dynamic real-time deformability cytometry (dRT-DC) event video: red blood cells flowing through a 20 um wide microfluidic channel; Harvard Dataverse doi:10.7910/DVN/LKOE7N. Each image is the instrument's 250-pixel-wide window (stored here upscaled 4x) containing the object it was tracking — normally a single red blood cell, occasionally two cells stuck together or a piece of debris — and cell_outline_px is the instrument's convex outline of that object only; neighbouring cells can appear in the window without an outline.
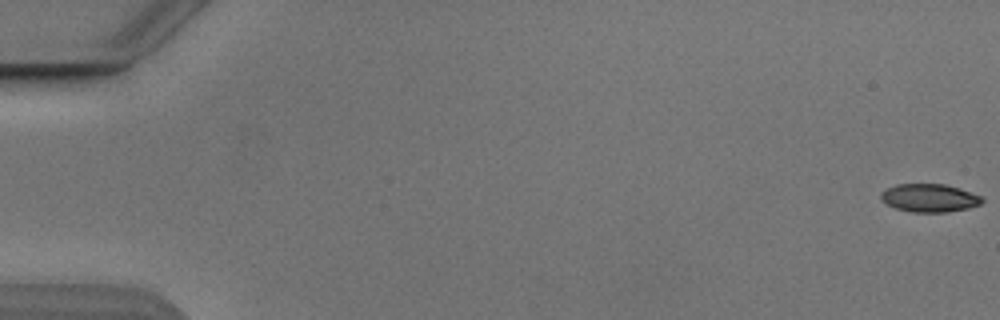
{"species": "Egyptian fruit bat (a non-hibernating species)", "species_latin": "Rousettus aegyptiacus", "temperature_condition": "cold", "stored_images_in_passage": 11, "camera_frame_rate_fps": 3000, "um_per_image_px": 0.085, "animal": {"sex": "male"}, "frame": {"image": 1, "passage_image": 1, "time_ms": 0.0, "image_size_px": [1000, 320], "cell_outline_px": [[984, 200], [980, 204], [968, 208], [948, 212], [912, 212], [896, 208], [880, 200], [880, 192], [896, 184], [944, 184], [980, 196]], "centroid_in_image_um": [78.95, 16.83], "position_along_channel_um": 6.0, "area_um2": 16.36}}